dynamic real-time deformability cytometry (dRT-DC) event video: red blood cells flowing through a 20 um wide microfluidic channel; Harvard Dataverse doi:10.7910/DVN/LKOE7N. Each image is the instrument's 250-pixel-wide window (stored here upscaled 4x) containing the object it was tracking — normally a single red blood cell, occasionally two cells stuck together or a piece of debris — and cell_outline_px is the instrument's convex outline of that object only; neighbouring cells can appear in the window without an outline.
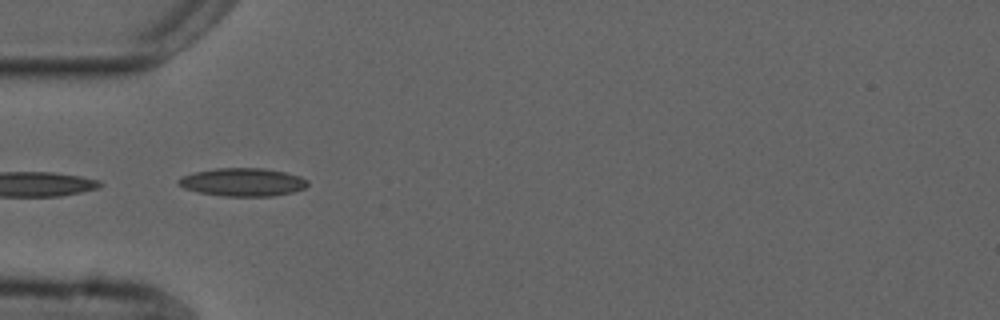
{"species": "common noctule bat (a hibernating species)", "species_latin": "Nyctalus noctula", "temperature_condition": "cold", "stored_images_in_passage": 23, "camera_frame_rate_fps": 3000, "um_per_image_px": 0.085, "animal": {"sex": "male", "forearm_length_mm": 52.5}, "frame": {"image": 1, "passage_image": 13, "time_ms": 4.0, "image_size_px": [1000, 320], "cell_outline_px": [[308, 184], [304, 188], [292, 192], [272, 196], [224, 196], [200, 192], [184, 188], [176, 184], [176, 180], [192, 172], [216, 168], [264, 168], [284, 172], [300, 176], [308, 180]], "centroid_in_image_um": [20.61, 15.47], "position_along_channel_um": 64.4, "area_um2": 21.15}}